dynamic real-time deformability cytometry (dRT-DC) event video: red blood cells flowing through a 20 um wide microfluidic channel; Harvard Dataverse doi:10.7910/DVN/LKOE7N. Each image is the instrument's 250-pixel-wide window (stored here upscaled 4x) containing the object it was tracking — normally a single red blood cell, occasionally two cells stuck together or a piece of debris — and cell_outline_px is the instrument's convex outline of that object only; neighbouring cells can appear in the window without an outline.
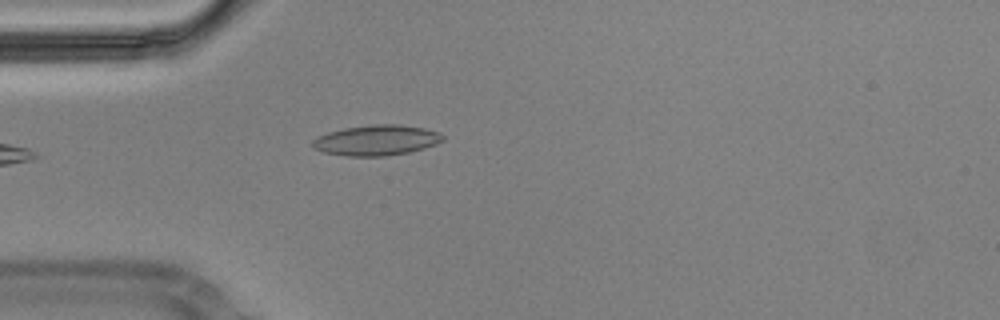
{"species": "Egyptian fruit bat (a non-hibernating species)", "species_latin": "Rousettus aegyptiacus", "temperature_condition": "cold", "stored_images_in_passage": 19, "camera_frame_rate_fps": 3000, "um_per_image_px": 0.085, "animal": {"sex": "male"}, "frame": {"image": 1, "passage_image": 1, "time_ms": 0.0, "image_size_px": [1000, 320], "cell_outline_px": [[444, 140], [436, 144], [424, 148], [408, 152], [384, 156], [348, 156], [324, 152], [316, 148], [312, 144], [312, 140], [316, 136], [328, 132], [344, 128], [372, 124], [400, 124], [424, 128], [440, 132], [444, 136]], "centroid_in_image_um": [32.02, 11.91], "position_along_channel_um": 53.0, "area_um2": 23.12}}